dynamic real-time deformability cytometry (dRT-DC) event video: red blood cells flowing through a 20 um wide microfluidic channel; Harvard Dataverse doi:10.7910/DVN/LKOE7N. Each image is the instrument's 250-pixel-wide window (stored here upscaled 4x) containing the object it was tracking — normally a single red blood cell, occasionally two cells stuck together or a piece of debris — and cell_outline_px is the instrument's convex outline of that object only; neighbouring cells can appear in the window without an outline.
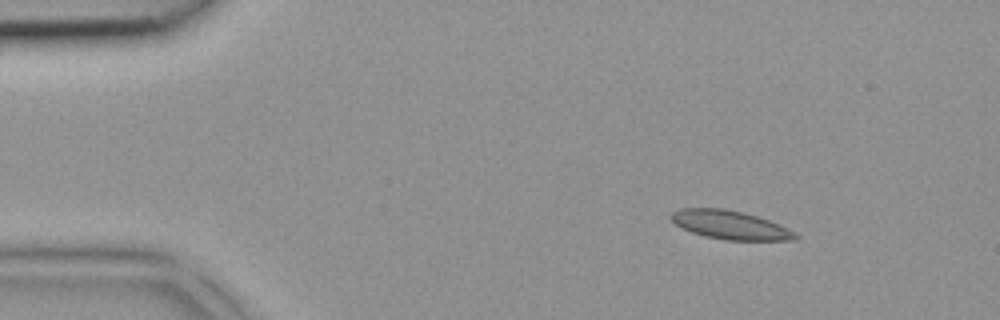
{"species": "common noctule bat (a hibernating species)", "species_latin": "Nyctalus noctula", "temperature_condition": "room temperature", "stored_images_in_passage": 4, "camera_frame_rate_fps": 3000, "um_per_image_px": 0.085, "animal": {"sex": "female", "body_mass_g": 18.4}, "frame": {"image": 1, "passage_image": 2, "time_ms": 0.333, "image_size_px": [1000, 320], "cell_outline_px": [[800, 236], [796, 240], [724, 240], [704, 236], [692, 232], [676, 224], [672, 220], [672, 212], [680, 208], [724, 208], [744, 212], [768, 220], [796, 232]], "centroid_in_image_um": [62.09, 19.12], "position_along_channel_um": 22.9, "area_um2": 20.63}}
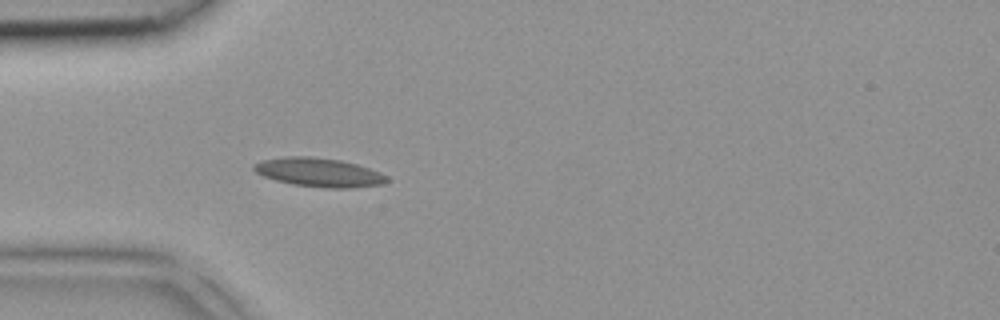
{"frame": {"image": 2, "passage_image": 4, "time_ms": 1.0, "image_size_px": [1000, 320], "cell_outline_px": [[388, 180], [384, 184], [352, 188], [328, 188], [292, 184], [276, 180], [264, 176], [256, 172], [252, 168], [252, 164], [260, 160], [288, 156], [308, 156], [340, 160], [356, 164], [380, 172], [388, 176]], "centroid_in_image_um": [27.1, 14.65], "position_along_channel_um": 57.9, "area_um2": 22.37}}